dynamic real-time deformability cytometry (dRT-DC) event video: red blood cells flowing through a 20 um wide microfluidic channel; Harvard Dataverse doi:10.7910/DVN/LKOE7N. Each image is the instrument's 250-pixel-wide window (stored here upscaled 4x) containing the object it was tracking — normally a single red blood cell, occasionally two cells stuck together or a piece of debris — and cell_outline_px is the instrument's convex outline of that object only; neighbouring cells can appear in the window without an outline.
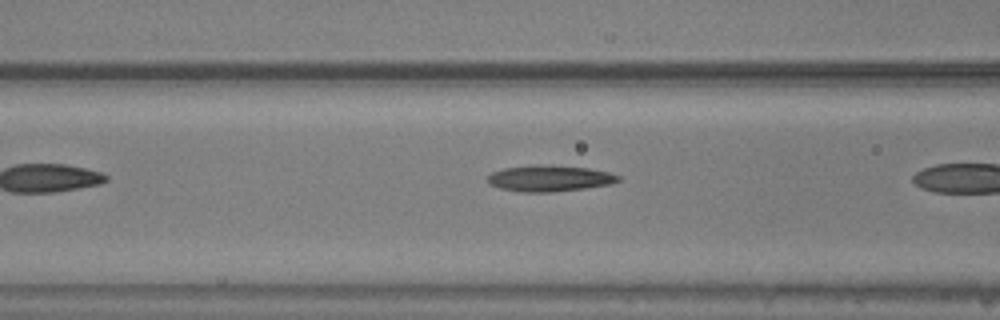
{"species": "common noctule bat (a hibernating species)", "species_latin": "Nyctalus noctula", "temperature_condition": "warm", "stored_images_in_passage": 6, "camera_frame_rate_fps": 3000, "um_per_image_px": 0.085, "animal": {"sex": "male", "body_mass_g": 20.5, "forearm_length_mm": 52.5}, "frame": {"image": 1, "passage_image": 5, "time_ms": 1.333, "image_size_px": [1000, 320], "cell_outline_px": [[620, 180], [612, 184], [584, 188], [552, 192], [524, 192], [500, 188], [488, 184], [488, 176], [492, 172], [504, 168], [532, 164], [548, 164], [588, 168], [608, 172], [620, 176]], "centroid_in_image_um": [46.7, 15.15], "position_along_channel_um": 119.9, "area_um2": 20.06}}